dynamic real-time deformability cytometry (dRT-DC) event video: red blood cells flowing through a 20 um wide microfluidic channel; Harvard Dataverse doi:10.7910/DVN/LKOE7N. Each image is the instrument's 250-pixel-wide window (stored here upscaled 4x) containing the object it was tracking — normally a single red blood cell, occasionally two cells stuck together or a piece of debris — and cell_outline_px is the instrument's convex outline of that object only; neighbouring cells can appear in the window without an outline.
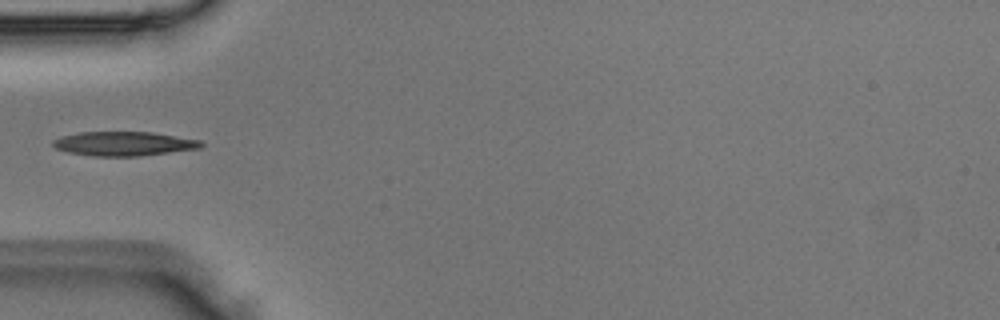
{"species": "Egyptian fruit bat (a non-hibernating species)", "species_latin": "Rousettus aegyptiacus", "temperature_condition": "room temperature", "stored_images_in_passage": 4, "camera_frame_rate_fps": 3000, "um_per_image_px": 0.085, "animal": {"sex": "male"}, "frame": {"image": 1, "passage_image": 4, "time_ms": 1.0, "image_size_px": [1000, 320], "cell_outline_px": [[204, 144], [200, 148], [140, 156], [92, 156], [68, 152], [56, 148], [52, 144], [52, 140], [60, 136], [80, 132], [152, 132], [200, 140]], "centroid_in_image_um": [10.5, 12.21], "position_along_channel_um": 74.5, "area_um2": 20.87}}